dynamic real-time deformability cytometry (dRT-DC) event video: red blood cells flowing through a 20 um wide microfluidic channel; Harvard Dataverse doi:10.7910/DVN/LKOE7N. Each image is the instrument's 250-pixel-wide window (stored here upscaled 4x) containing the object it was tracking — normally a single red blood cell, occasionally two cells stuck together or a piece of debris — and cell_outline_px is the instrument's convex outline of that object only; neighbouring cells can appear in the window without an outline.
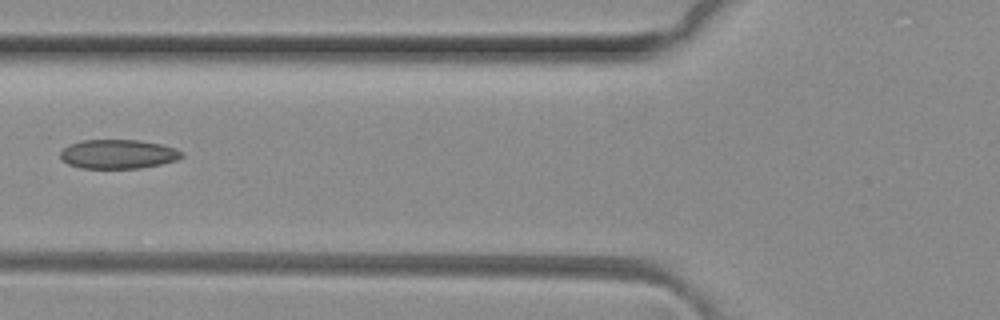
{"species": "common noctule bat (a hibernating species)", "species_latin": "Nyctalus noctula", "temperature_condition": "room temperature", "stored_images_in_passage": 6, "camera_frame_rate_fps": 3000, "um_per_image_px": 0.085, "animal": {"sex": "female", "body_mass_g": 29.2, "forearm_length_mm": 56.3}, "frame": {"image": 1, "passage_image": 6, "time_ms": 1.667, "image_size_px": [1000, 320], "cell_outline_px": [[184, 156], [176, 160], [160, 164], [140, 168], [80, 168], [68, 164], [60, 156], [60, 152], [68, 144], [80, 140], [140, 140], [160, 144], [176, 148], [184, 152]], "centroid_in_image_um": [10.05, 13.09], "position_along_channel_um": 115.8, "area_um2": 20.69}}